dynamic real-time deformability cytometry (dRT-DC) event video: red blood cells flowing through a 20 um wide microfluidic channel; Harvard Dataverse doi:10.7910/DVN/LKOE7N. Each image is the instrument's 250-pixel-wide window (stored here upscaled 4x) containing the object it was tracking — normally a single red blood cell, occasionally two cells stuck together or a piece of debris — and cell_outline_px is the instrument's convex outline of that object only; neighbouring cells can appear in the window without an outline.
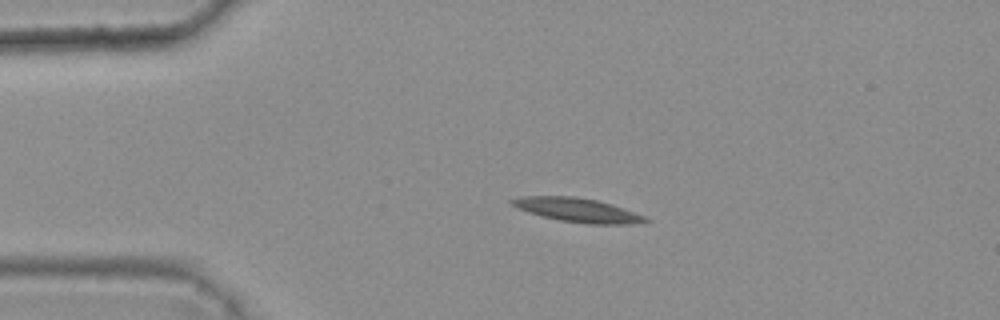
{"species": "common noctule bat (a hibernating species)", "species_latin": "Nyctalus noctula", "temperature_condition": "warm", "stored_images_in_passage": 4, "camera_frame_rate_fps": 3000, "um_per_image_px": 0.085, "animal": {"sex": "female", "body_mass_g": 25.1}, "frame": {"image": 1, "passage_image": 3, "time_ms": 0.667, "image_size_px": [1000, 320], "cell_outline_px": [[652, 220], [640, 224], [588, 224], [560, 220], [540, 216], [528, 212], [512, 204], [508, 200], [524, 196], [576, 196], [596, 200], [612, 204], [648, 216]], "centroid_in_image_um": [49.19, 17.86], "position_along_channel_um": 35.8, "area_um2": 18.84}}